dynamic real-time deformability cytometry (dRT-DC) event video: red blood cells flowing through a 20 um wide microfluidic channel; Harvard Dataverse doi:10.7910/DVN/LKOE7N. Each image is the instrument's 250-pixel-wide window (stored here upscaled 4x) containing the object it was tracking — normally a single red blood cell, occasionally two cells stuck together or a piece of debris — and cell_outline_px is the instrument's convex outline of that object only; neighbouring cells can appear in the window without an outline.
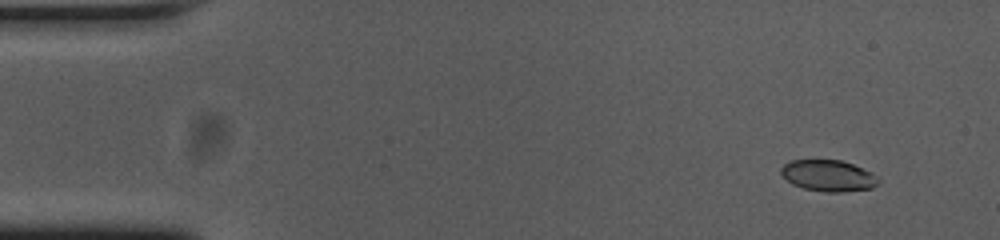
{"species": "common noctule bat (a hibernating species)", "species_latin": "Nyctalus noctula", "temperature_condition": "cold", "stored_images_in_passage": 54, "camera_frame_rate_fps": 3000, "um_per_image_px": 0.085, "animal": {"sex": "female", "body_mass_g": 23.0, "forearm_length_mm": 53.4}, "frame": {"image": 1, "passage_image": 4, "time_ms": 1.0, "image_size_px": [1000, 240], "cell_outline_px": [[880, 180], [872, 188], [844, 192], [824, 192], [804, 188], [792, 184], [780, 172], [780, 168], [784, 164], [792, 160], [840, 160], [852, 164], [872, 172]], "centroid_in_image_um": [70.41, 14.93], "position_along_channel_um": 14.6, "area_um2": 17.69}}
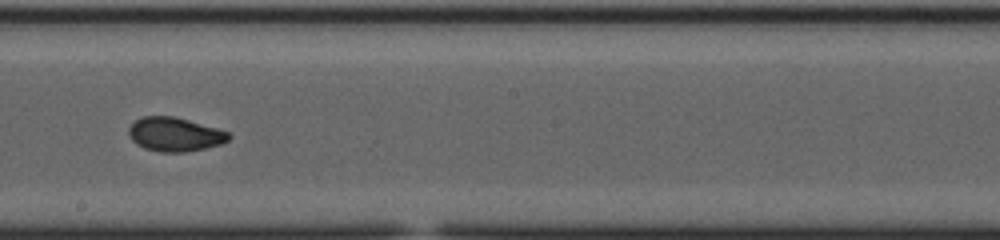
{"frame": {"image": 2, "passage_image": 30, "time_ms": 9.667, "image_size_px": [1000, 240], "cell_outline_px": [[232, 136], [228, 140], [220, 144], [204, 148], [184, 152], [160, 152], [144, 148], [136, 144], [132, 140], [128, 132], [128, 128], [136, 120], [144, 116], [172, 116], [188, 120], [216, 128], [228, 132]], "centroid_in_image_um": [14.84, 11.42], "position_along_channel_um": 233.4, "area_um2": 19.59}}
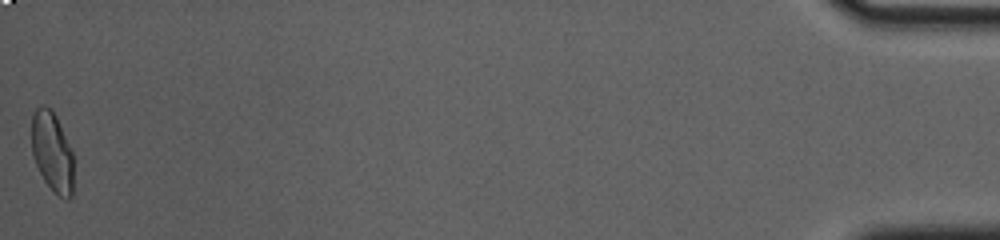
{"frame": {"image": 3, "passage_image": 54, "time_ms": 17.667, "image_size_px": [1000, 240], "cell_outline_px": [[72, 196], [68, 200], [64, 200], [44, 180], [36, 164], [32, 152], [32, 112], [40, 104], [44, 104], [52, 108], [56, 116], [72, 152]], "centroid_in_image_um": [4.42, 12.85], "position_along_channel_um": 430.8, "area_um2": 19.36}, "authors_computed_cell_mechanics": {"area_um2": 19.4497, "velocity_mm_per_s": 3.7478, "shape_relaxation_time_tau1_ms": 4.6341, "shape_relaxation_time_tau2_ms": 1.041, "deformation_change_tau1": 0.1501, "deformation_change_tau2": 0.0476}}